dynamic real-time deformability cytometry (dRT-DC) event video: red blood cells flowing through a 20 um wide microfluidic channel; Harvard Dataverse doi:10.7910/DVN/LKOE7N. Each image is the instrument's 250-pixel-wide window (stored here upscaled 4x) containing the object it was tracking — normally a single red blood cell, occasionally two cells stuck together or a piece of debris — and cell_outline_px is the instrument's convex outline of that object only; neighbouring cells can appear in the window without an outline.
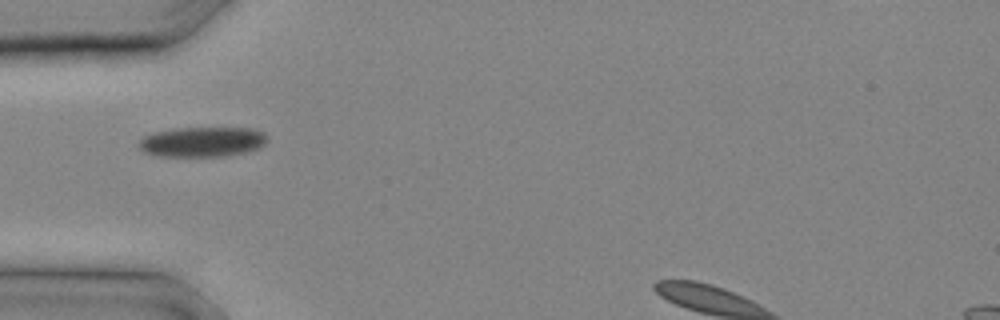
{"species": "common noctule bat (a hibernating species)", "species_latin": "Nyctalus noctula", "temperature_condition": "cold", "stored_images_in_passage": 7, "camera_frame_rate_fps": 3000, "um_per_image_px": 0.085, "animal": {"sex": "male", "body_mass_g": 20.4}, "frame": {"image": 1, "passage_image": 1, "time_ms": 0.0, "image_size_px": [1000, 320], "cell_outline_px": [[268, 140], [264, 144], [248, 152], [224, 156], [152, 156], [144, 152], [136, 144], [144, 136], [156, 132], [176, 128], [252, 128], [264, 132]], "centroid_in_image_um": [17.18, 12.06], "position_along_channel_um": 67.8, "area_um2": 22.54}}
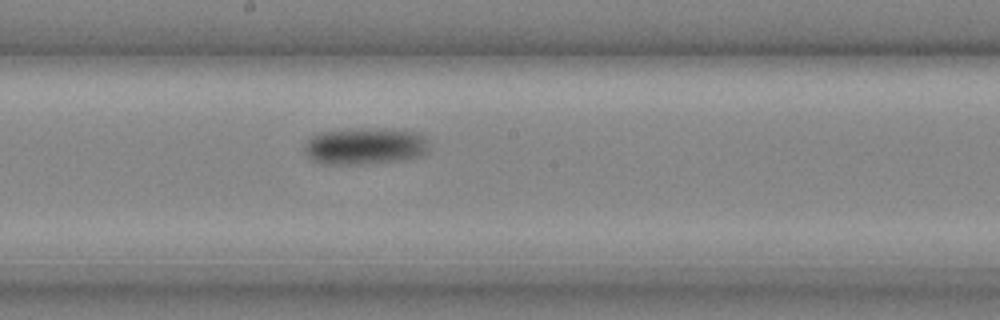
{"frame": {"image": 2, "passage_image": 7, "time_ms": 2.0, "image_size_px": [1000, 320], "cell_outline_px": [[428, 152], [424, 156], [404, 160], [360, 164], [320, 164], [312, 160], [304, 152], [304, 144], [312, 136], [324, 132], [356, 128], [384, 128], [420, 132], [424, 136], [428, 144]], "centroid_in_image_um": [31.07, 12.42], "position_along_channel_um": 217.1, "area_um2": 27.17}}